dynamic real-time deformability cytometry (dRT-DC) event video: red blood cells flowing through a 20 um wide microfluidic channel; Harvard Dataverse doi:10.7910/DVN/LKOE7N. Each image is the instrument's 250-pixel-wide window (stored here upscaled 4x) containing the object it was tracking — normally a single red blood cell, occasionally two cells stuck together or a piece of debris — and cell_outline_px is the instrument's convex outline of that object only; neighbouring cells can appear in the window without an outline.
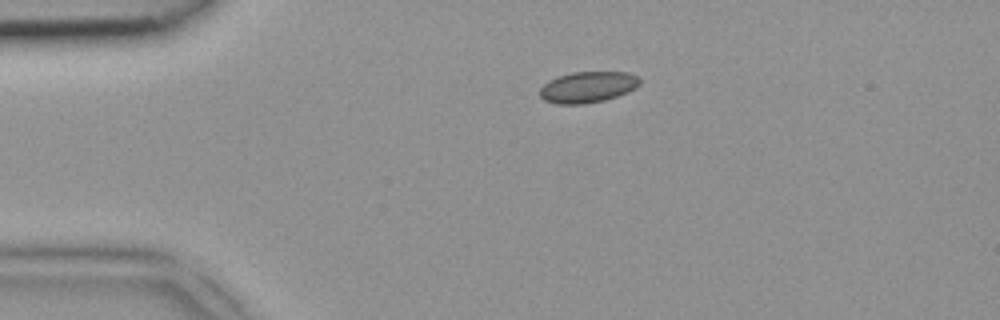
{"species": "common noctule bat (a hibernating species)", "species_latin": "Nyctalus noctula", "temperature_condition": "room temperature", "stored_images_in_passage": 2, "camera_frame_rate_fps": 3000, "um_per_image_px": 0.085, "animal": {"sex": "female", "body_mass_g": 18.4}, "frame": {"image": 1, "passage_image": 1, "time_ms": 0.0, "image_size_px": [1000, 320], "cell_outline_px": [[640, 84], [636, 88], [628, 92], [604, 100], [584, 104], [556, 104], [544, 100], [540, 96], [540, 88], [548, 80], [572, 72], [628, 72], [640, 76]], "centroid_in_image_um": [49.98, 7.4], "position_along_channel_um": 35.0, "area_um2": 18.21}}